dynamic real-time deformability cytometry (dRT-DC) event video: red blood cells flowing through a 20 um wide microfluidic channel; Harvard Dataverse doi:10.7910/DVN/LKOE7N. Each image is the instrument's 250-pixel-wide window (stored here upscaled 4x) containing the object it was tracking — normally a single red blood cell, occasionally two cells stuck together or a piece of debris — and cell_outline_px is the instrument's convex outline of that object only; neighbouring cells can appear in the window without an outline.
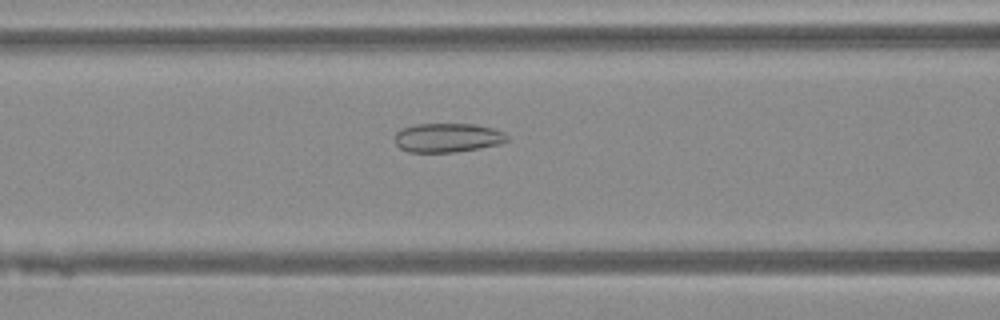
{"species": "Egyptian fruit bat (a non-hibernating species)", "species_latin": "Rousettus aegyptiacus", "temperature_condition": "warm", "stored_images_in_passage": 49, "camera_frame_rate_fps": 3000, "um_per_image_px": 0.085, "animal": {"sex": "female"}, "frame": {"image": 1, "passage_image": 21, "time_ms": 6.667, "image_size_px": [1000, 320], "cell_outline_px": [[508, 140], [500, 144], [480, 148], [456, 152], [408, 152], [400, 148], [396, 144], [396, 132], [400, 128], [416, 124], [476, 124], [492, 128], [504, 132], [508, 136]], "centroid_in_image_um": [38.05, 11.7], "position_along_channel_um": 128.6, "area_um2": 19.13}}
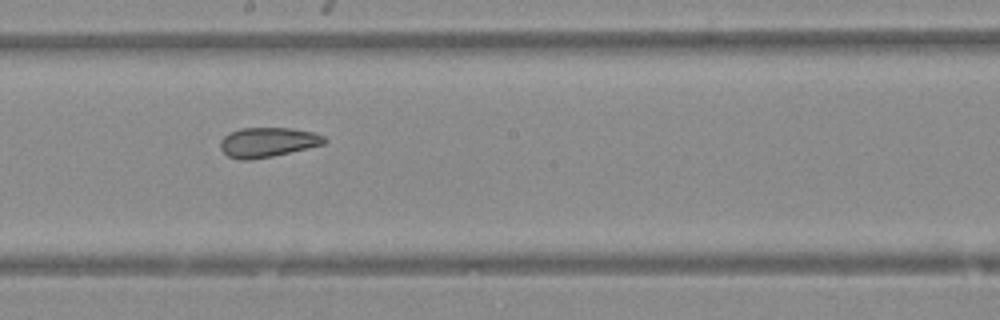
{"frame": {"image": 2, "passage_image": 28, "time_ms": 9.0, "image_size_px": [1000, 320], "cell_outline_px": [[328, 140], [324, 144], [272, 156], [252, 160], [240, 160], [228, 156], [220, 148], [220, 140], [228, 132], [240, 128], [292, 128], [312, 132], [324, 136]], "centroid_in_image_um": [22.72, 12.09], "position_along_channel_um": 225.5, "area_um2": 18.03}}
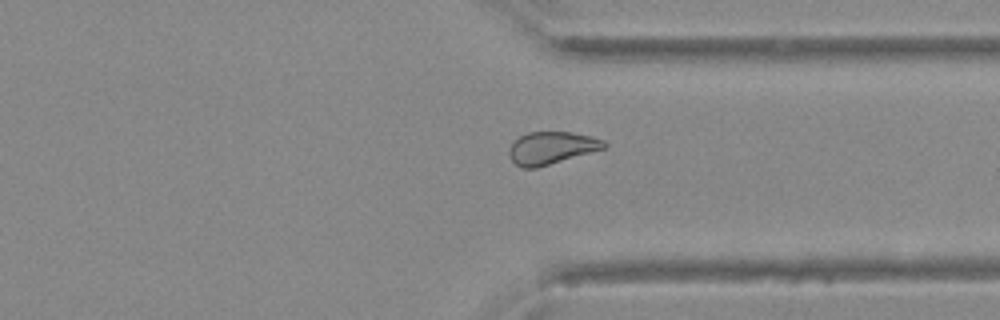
{"frame": {"image": 3, "passage_image": 38, "time_ms": 12.333, "image_size_px": [1000, 320], "cell_outline_px": [[608, 144], [604, 148], [536, 168], [520, 168], [512, 160], [508, 152], [512, 144], [520, 136], [528, 132], [572, 132], [592, 136], [604, 140]], "centroid_in_image_um": [46.88, 12.56], "position_along_channel_um": 364.5, "area_um2": 17.74}}